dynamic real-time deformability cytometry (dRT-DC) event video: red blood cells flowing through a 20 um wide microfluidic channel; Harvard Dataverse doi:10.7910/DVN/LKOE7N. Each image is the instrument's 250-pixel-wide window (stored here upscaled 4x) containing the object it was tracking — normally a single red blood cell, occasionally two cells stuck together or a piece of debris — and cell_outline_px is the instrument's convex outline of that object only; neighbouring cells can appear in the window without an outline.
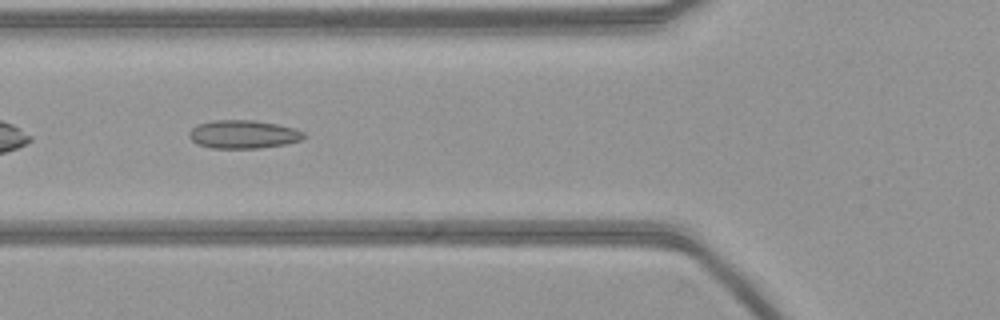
{"species": "common noctule bat (a hibernating species)", "species_latin": "Nyctalus noctula", "temperature_condition": "warm", "stored_images_in_passage": 40, "camera_frame_rate_fps": 3000, "um_per_image_px": 0.085, "animal": {"sex": "female", "body_mass_g": 21.9}, "frame": {"image": 1, "passage_image": 6, "time_ms": 1.667, "image_size_px": [1000, 320], "cell_outline_px": [[308, 136], [300, 140], [284, 144], [260, 148], [212, 148], [196, 144], [188, 136], [188, 132], [196, 124], [212, 120], [256, 120], [276, 124], [292, 128], [304, 132]], "centroid_in_image_um": [20.64, 11.41], "position_along_channel_um": 105.2, "area_um2": 19.02}}
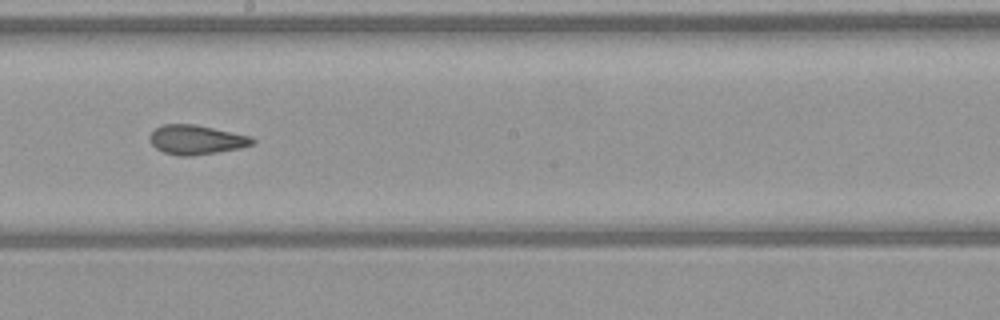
{"frame": {"image": 2, "passage_image": 16, "time_ms": 5.0, "image_size_px": [1000, 320], "cell_outline_px": [[256, 140], [252, 144], [240, 148], [192, 156], [176, 156], [164, 152], [156, 148], [152, 144], [148, 136], [156, 128], [164, 124], [196, 124], [252, 136]], "centroid_in_image_um": [16.69, 11.87], "position_along_channel_um": 231.5, "area_um2": 17.63}}
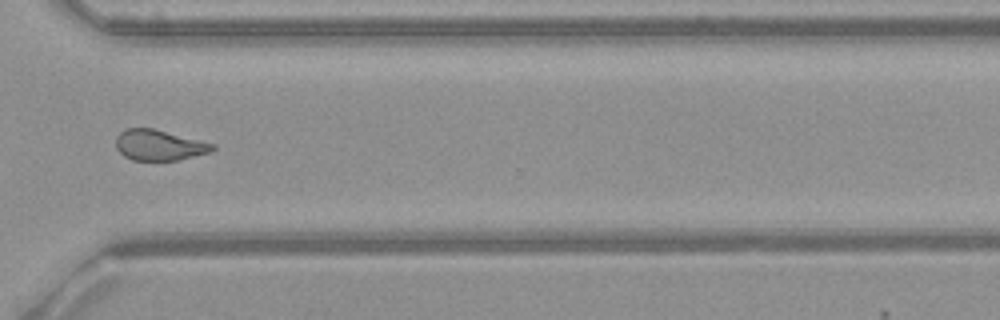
{"frame": {"image": 3, "passage_image": 26, "time_ms": 8.333, "image_size_px": [1000, 320], "cell_outline_px": [[216, 148], [212, 152], [176, 160], [132, 160], [124, 156], [116, 148], [116, 136], [124, 128], [152, 128], [216, 144]], "centroid_in_image_um": [13.53, 12.33], "position_along_channel_um": 357.1, "area_um2": 17.28}}